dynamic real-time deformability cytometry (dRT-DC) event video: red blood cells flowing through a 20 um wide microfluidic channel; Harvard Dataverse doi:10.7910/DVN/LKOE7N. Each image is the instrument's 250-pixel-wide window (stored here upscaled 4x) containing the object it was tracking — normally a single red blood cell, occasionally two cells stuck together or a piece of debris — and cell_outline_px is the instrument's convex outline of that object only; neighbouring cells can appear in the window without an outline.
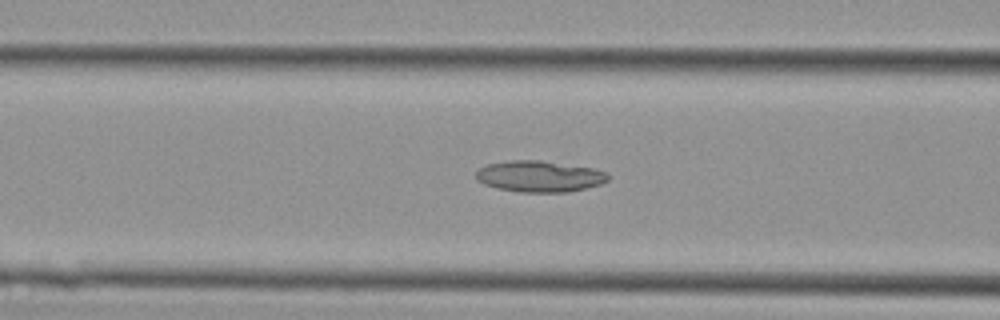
{"species": "Egyptian fruit bat (a non-hibernating species)", "species_latin": "Rousettus aegyptiacus", "temperature_condition": "cold", "stored_images_in_passage": 36, "camera_frame_rate_fps": 3000, "um_per_image_px": 0.085, "animal": {"sex": "female"}, "frame": {"image": 1, "passage_image": 18, "time_ms": 5.667, "image_size_px": [1000, 320], "cell_outline_px": [[608, 180], [600, 184], [568, 192], [520, 192], [496, 188], [484, 184], [476, 180], [476, 172], [480, 168], [488, 164], [508, 160], [540, 160], [592, 168], [608, 172]], "centroid_in_image_um": [45.83, 14.99], "position_along_channel_um": 120.8, "area_um2": 23.99}}
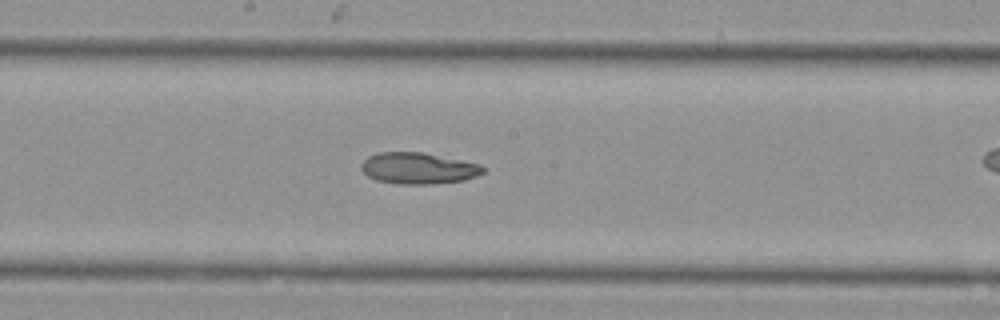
{"frame": {"image": 2, "passage_image": 24, "time_ms": 7.667, "image_size_px": [1000, 320], "cell_outline_px": [[484, 172], [476, 176], [464, 180], [428, 184], [400, 184], [376, 180], [368, 176], [360, 168], [360, 164], [368, 156], [380, 152], [424, 152], [480, 164], [484, 168]], "centroid_in_image_um": [35.54, 14.29], "position_along_channel_um": 212.7, "area_um2": 22.2}}
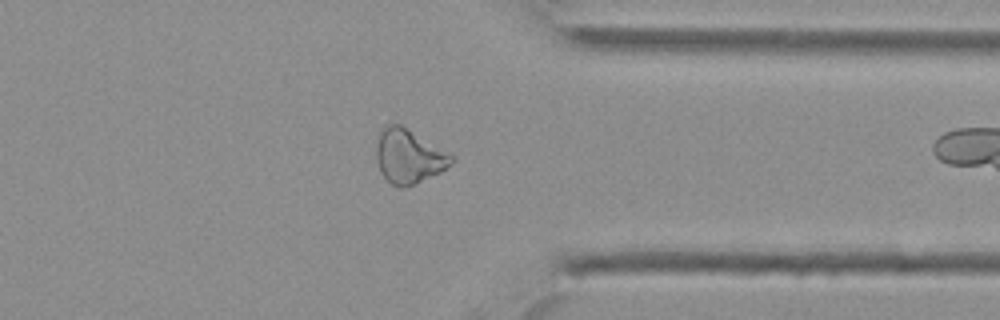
{"frame": {"image": 3, "passage_image": 35, "time_ms": 11.333, "image_size_px": [1000, 320], "cell_outline_px": [[456, 160], [452, 164], [440, 172], [416, 184], [400, 188], [396, 188], [380, 172], [376, 160], [376, 144], [380, 132], [384, 124], [400, 124], [456, 156]], "centroid_in_image_um": [34.75, 13.29], "position_along_channel_um": 376.6, "area_um2": 23.99}}